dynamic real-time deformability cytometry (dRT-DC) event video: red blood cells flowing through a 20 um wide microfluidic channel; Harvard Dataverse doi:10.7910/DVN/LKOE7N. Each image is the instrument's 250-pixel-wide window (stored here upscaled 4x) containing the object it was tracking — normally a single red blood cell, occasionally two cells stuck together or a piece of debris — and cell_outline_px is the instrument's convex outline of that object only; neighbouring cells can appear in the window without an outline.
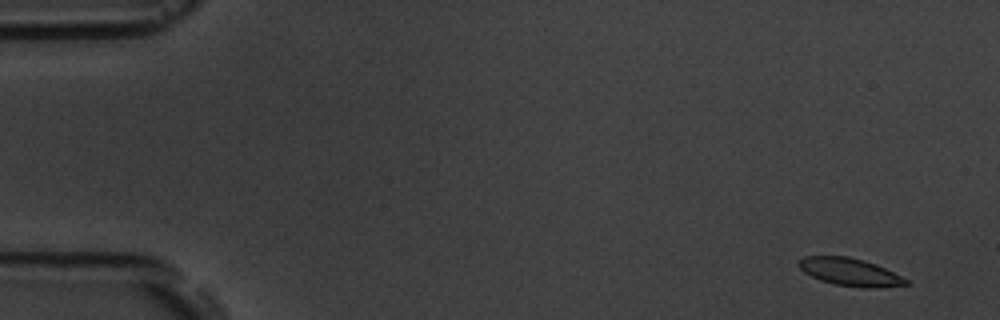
{"species": "common noctule bat (a hibernating species)", "species_latin": "Nyctalus noctula", "temperature_condition": "room temperature", "stored_images_in_passage": 7, "camera_frame_rate_fps": 3000, "um_per_image_px": 0.085, "animal": {"sex": "male", "body_mass_g": 19.5, "forearm_length_mm": 54.6}, "frame": {"image": 1, "passage_image": 1, "time_ms": 0.0, "image_size_px": [1000, 320], "cell_outline_px": [[912, 284], [876, 288], [864, 288], [836, 284], [820, 280], [804, 272], [796, 264], [804, 256], [848, 256], [864, 260], [876, 264], [908, 280]], "centroid_in_image_um": [72.25, 23.12], "position_along_channel_um": 12.8, "area_um2": 17.22}}
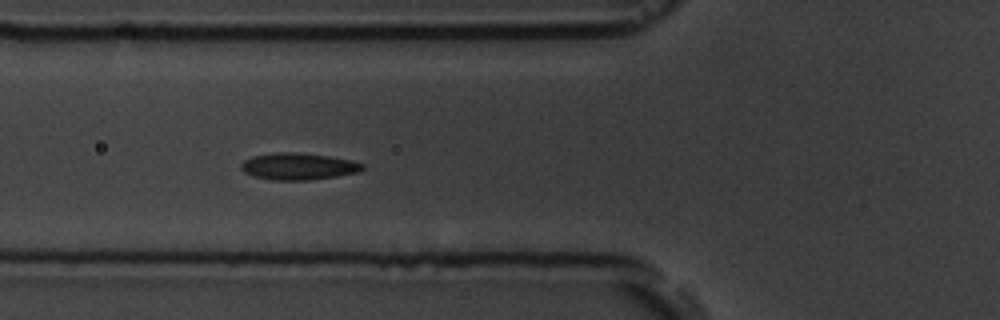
{"frame": {"image": 2, "passage_image": 6, "time_ms": 6.0, "image_size_px": [1000, 320], "cell_outline_px": [[364, 168], [360, 172], [312, 180], [272, 180], [252, 176], [244, 172], [240, 168], [240, 164], [244, 160], [252, 156], [276, 152], [296, 152], [328, 156], [348, 160], [364, 164]], "centroid_in_image_um": [25.32, 14.15], "position_along_channel_um": 100.5, "area_um2": 19.02}}
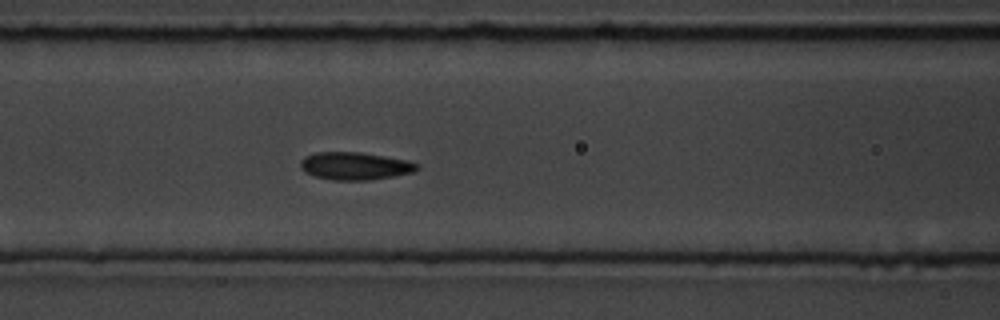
{"frame": {"image": 3, "passage_image": 7, "time_ms": 7.0, "image_size_px": [1000, 320], "cell_outline_px": [[420, 168], [412, 172], [392, 176], [368, 180], [332, 180], [312, 176], [304, 172], [300, 168], [300, 160], [304, 156], [316, 152], [360, 152], [408, 160], [420, 164]], "centroid_in_image_um": [30.13, 14.1], "position_along_channel_um": 136.5, "area_um2": 18.96}}